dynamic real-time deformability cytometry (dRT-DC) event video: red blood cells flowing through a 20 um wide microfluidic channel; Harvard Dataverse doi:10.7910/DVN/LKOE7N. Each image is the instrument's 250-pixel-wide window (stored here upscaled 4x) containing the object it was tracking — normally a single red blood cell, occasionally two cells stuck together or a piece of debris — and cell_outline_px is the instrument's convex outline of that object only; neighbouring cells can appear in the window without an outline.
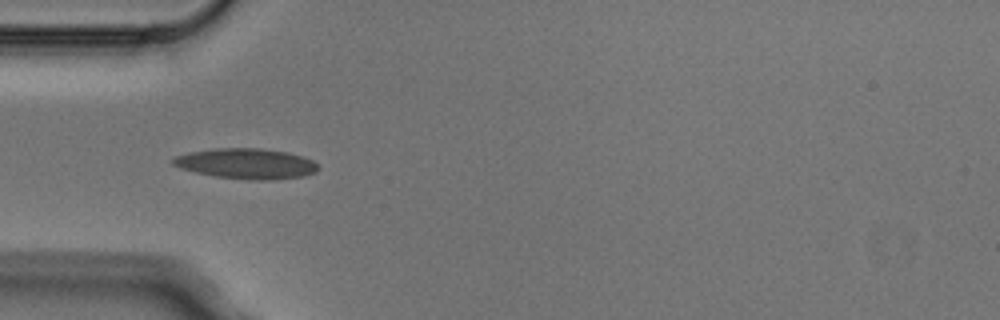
{"species": "Egyptian fruit bat (a non-hibernating species)", "species_latin": "Rousettus aegyptiacus", "temperature_condition": "cold", "stored_images_in_passage": 4, "camera_frame_rate_fps": 3000, "um_per_image_px": 0.085, "animal": {"sex": "male"}, "frame": {"image": 1, "passage_image": 3, "time_ms": 0.667, "image_size_px": [1000, 320], "cell_outline_px": [[320, 168], [316, 172], [304, 176], [272, 180], [248, 180], [216, 176], [196, 172], [180, 168], [172, 164], [172, 160], [176, 156], [188, 152], [212, 148], [260, 148], [288, 152], [312, 160]], "centroid_in_image_um": [20.94, 13.91], "position_along_channel_um": 64.1, "area_um2": 25.78}}
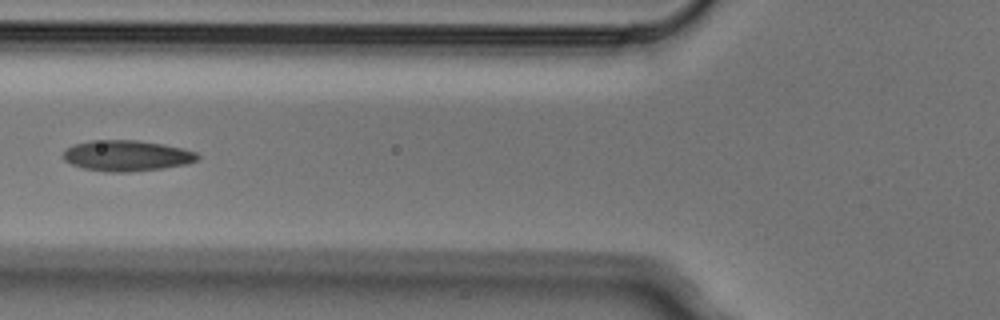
{"frame": {"image": 2, "passage_image": 4, "time_ms": 1.0, "image_size_px": [1000, 320], "cell_outline_px": [[200, 156], [196, 160], [188, 164], [164, 168], [128, 172], [108, 172], [84, 168], [72, 164], [64, 160], [60, 156], [68, 148], [76, 144], [92, 140], [136, 140], [164, 144], [196, 152]], "centroid_in_image_um": [10.78, 13.24], "position_along_channel_um": 115.0, "area_um2": 24.04}}